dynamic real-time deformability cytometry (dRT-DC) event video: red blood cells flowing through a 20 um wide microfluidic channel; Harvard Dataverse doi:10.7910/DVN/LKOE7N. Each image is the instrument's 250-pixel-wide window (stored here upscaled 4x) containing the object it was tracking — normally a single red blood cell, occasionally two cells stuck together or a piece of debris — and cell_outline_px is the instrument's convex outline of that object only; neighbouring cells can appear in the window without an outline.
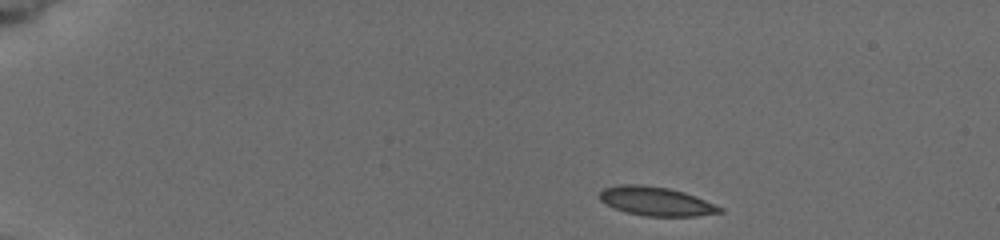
{"species": "common noctule bat (a hibernating species)", "species_latin": "Nyctalus noctula", "temperature_condition": "cold", "stored_images_in_passage": 4, "camera_frame_rate_fps": 3000, "um_per_image_px": 0.085, "animal": {"sex": "female", "body_mass_g": 19.5, "forearm_length_mm": 54.1}, "frame": {"image": 1, "passage_image": 1, "time_ms": 0.0, "image_size_px": [1000, 240], "cell_outline_px": [[724, 212], [696, 216], [644, 216], [612, 208], [600, 200], [600, 192], [604, 188], [620, 184], [640, 184], [668, 188], [684, 192], [724, 208]], "centroid_in_image_um": [55.76, 17.11], "position_along_channel_um": 29.2, "area_um2": 20.17}}